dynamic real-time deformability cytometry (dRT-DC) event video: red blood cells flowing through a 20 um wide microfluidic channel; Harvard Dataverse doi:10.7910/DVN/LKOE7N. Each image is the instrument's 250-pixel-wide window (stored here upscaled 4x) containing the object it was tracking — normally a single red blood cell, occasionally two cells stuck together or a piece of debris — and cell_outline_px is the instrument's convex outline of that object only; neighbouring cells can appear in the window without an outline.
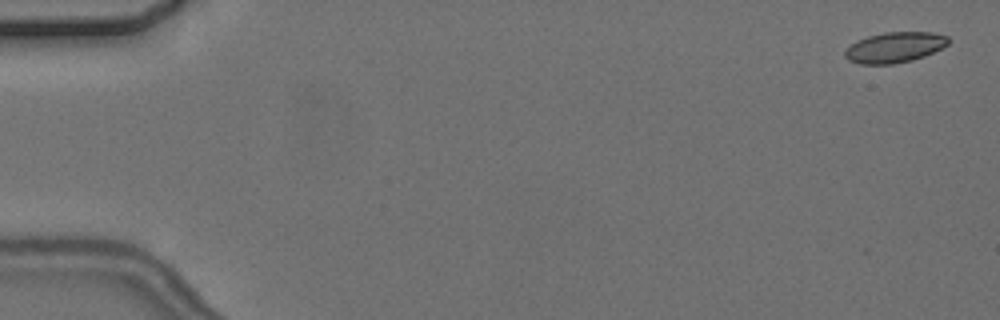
{"species": "common noctule bat (a hibernating species)", "species_latin": "Nyctalus noctula", "temperature_condition": "cold", "stored_images_in_passage": 7, "camera_frame_rate_fps": 3000, "um_per_image_px": 0.085, "animal": {"sex": "female", "body_mass_g": 24.6, "forearm_length_mm": 56.2}, "frame": {"image": 1, "passage_image": 1, "time_ms": 0.0, "image_size_px": [1000, 320], "cell_outline_px": [[952, 40], [948, 44], [924, 56], [912, 60], [892, 64], [860, 64], [848, 60], [844, 56], [844, 52], [856, 40], [868, 36], [884, 32], [932, 32], [948, 36]], "centroid_in_image_um": [76.05, 4.02], "position_along_channel_um": 9.0, "area_um2": 18.38}}
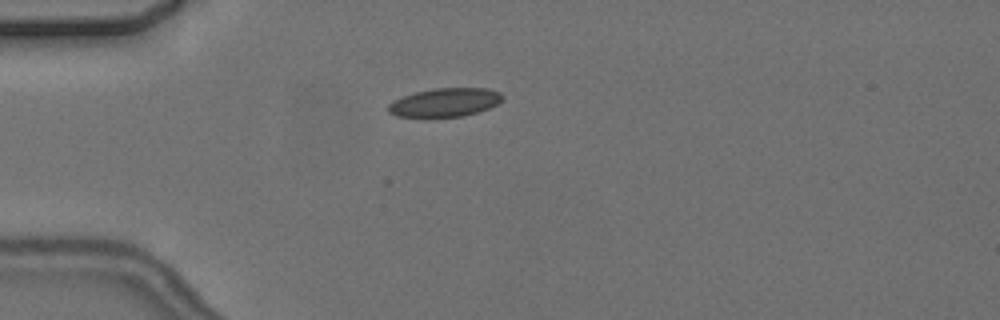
{"frame": {"image": 2, "passage_image": 5, "time_ms": 4.667, "image_size_px": [1000, 320], "cell_outline_px": [[504, 96], [496, 104], [488, 108], [464, 116], [424, 120], [396, 116], [388, 112], [388, 104], [404, 96], [416, 92], [432, 88], [488, 88], [500, 92]], "centroid_in_image_um": [37.76, 8.75], "position_along_channel_um": 47.2, "area_um2": 19.65}}
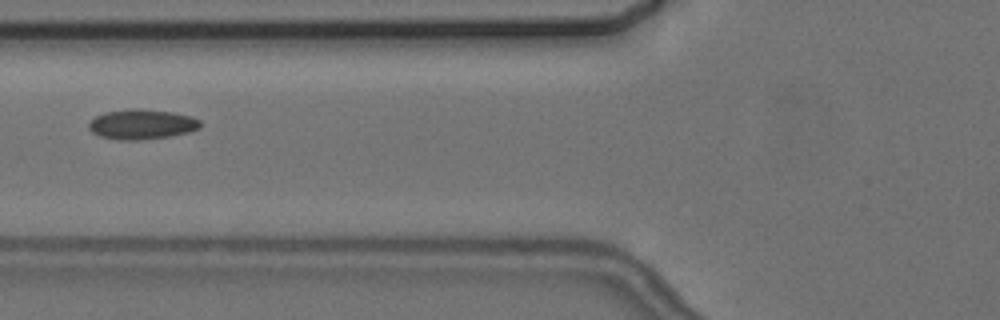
{"frame": {"image": 3, "passage_image": 7, "time_ms": 7.0, "image_size_px": [1000, 320], "cell_outline_px": [[200, 128], [188, 132], [168, 136], [136, 140], [120, 140], [100, 136], [92, 132], [88, 128], [88, 124], [96, 116], [104, 112], [132, 108], [140, 108], [172, 112], [192, 116], [200, 120]], "centroid_in_image_um": [12.04, 10.55], "position_along_channel_um": 113.8, "area_um2": 19.42}}